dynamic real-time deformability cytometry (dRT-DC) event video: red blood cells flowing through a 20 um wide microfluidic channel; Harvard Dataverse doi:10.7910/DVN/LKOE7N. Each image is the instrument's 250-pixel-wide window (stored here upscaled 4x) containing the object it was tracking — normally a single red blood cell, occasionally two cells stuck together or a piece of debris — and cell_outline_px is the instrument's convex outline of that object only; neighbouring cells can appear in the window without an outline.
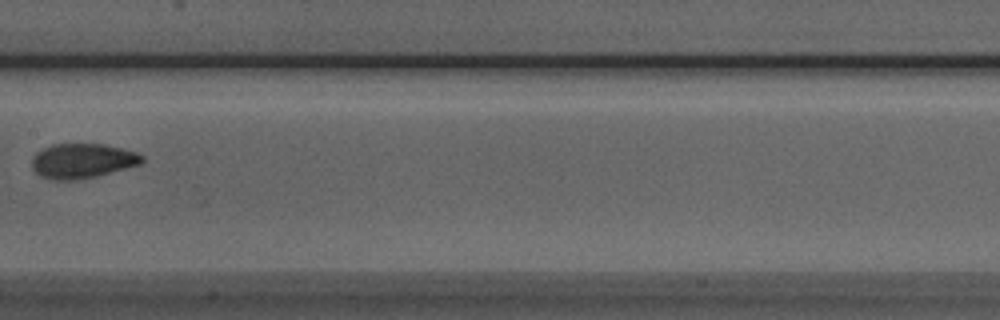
{"species": "Egyptian fruit bat (a non-hibernating species)", "species_latin": "Rousettus aegyptiacus", "temperature_condition": "room temperature", "stored_images_in_passage": 4, "camera_frame_rate_fps": 3000, "um_per_image_px": 0.085, "animal": {"sex": "male"}, "frame": {"image": 1, "passage_image": 4, "time_ms": 4.333, "image_size_px": [1000, 320], "cell_outline_px": [[144, 160], [140, 164], [96, 176], [72, 180], [52, 180], [40, 176], [32, 168], [32, 156], [36, 152], [52, 144], [104, 144], [136, 152], [144, 156]], "centroid_in_image_um": [6.97, 13.67], "position_along_channel_um": 200.4, "area_um2": 22.2}}